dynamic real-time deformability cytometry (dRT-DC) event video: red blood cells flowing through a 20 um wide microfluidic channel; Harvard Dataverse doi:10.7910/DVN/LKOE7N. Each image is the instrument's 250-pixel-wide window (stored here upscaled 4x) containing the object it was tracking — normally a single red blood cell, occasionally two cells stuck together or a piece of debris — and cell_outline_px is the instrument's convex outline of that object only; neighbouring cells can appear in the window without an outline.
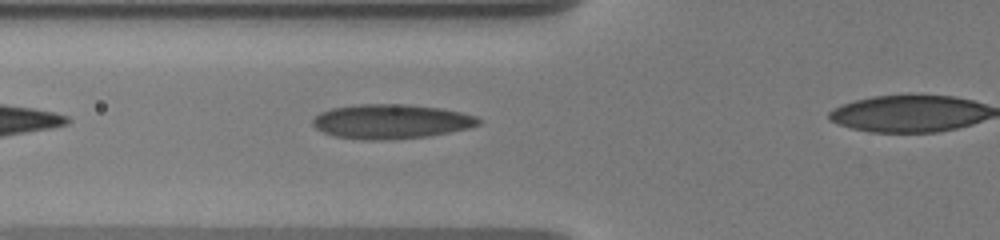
{"species": "human", "species_latin": "Homo sapiens", "temperature_condition": "warm", "stored_images_in_passage": 33, "camera_frame_rate_fps": 3000, "um_per_image_px": 0.085, "donor": {"sex": "male"}, "frame": {"image": 1, "passage_image": 5, "time_ms": 1.333, "image_size_px": [1000, 240], "cell_outline_px": [[480, 124], [468, 128], [428, 136], [392, 140], [360, 140], [332, 136], [316, 128], [312, 124], [312, 120], [320, 112], [332, 108], [360, 104], [404, 104], [440, 108], [460, 112], [476, 116], [480, 120]], "centroid_in_image_um": [33.21, 10.33], "position_along_channel_um": 92.6, "area_um2": 33.35}}
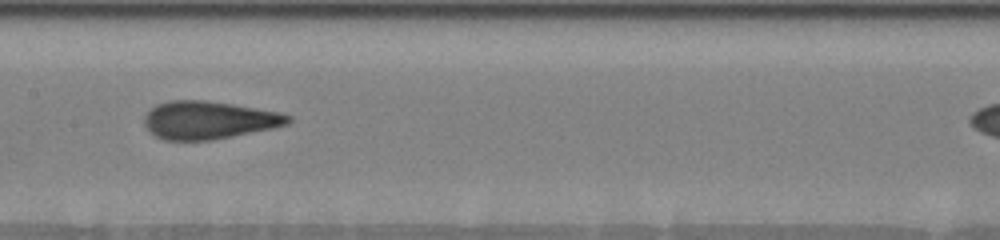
{"frame": {"image": 2, "passage_image": 13, "time_ms": 4.0, "image_size_px": [1000, 240], "cell_outline_px": [[292, 120], [288, 124], [272, 128], [212, 140], [164, 140], [156, 136], [144, 124], [144, 116], [156, 104], [168, 100], [204, 100], [232, 104], [280, 112], [292, 116]], "centroid_in_image_um": [17.75, 10.2], "position_along_channel_um": 189.7, "area_um2": 31.62}}
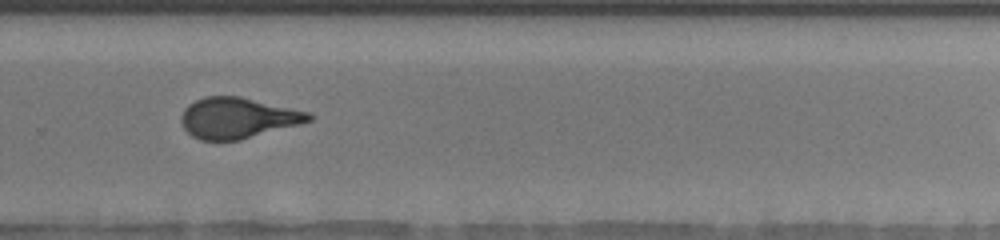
{"frame": {"image": 3, "passage_image": 23, "time_ms": 7.333, "image_size_px": [1000, 240], "cell_outline_px": [[312, 120], [240, 140], [200, 140], [192, 136], [184, 128], [180, 120], [180, 116], [184, 108], [188, 104], [204, 96], [240, 96], [312, 112]], "centroid_in_image_um": [20.18, 10.01], "position_along_channel_um": 309.6, "area_um2": 30.35}}